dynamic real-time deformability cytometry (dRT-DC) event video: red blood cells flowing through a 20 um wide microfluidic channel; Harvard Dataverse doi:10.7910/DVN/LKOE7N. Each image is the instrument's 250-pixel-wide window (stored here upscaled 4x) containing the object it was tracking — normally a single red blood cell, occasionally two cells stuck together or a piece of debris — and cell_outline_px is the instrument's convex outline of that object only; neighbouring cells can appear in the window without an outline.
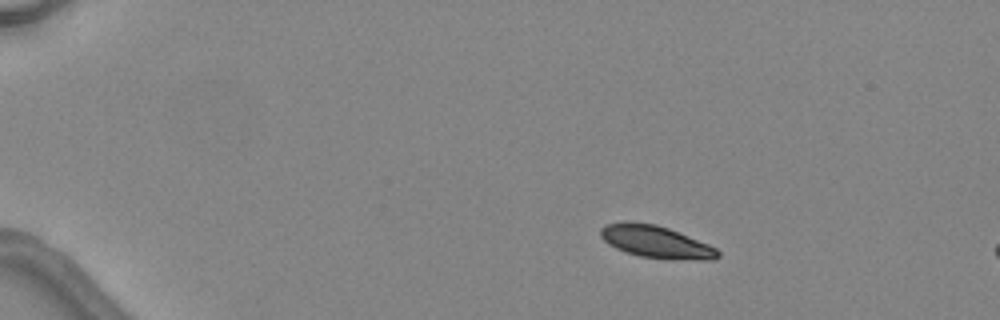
{"species": "common noctule bat (a hibernating species)", "species_latin": "Nyctalus noctula", "temperature_condition": "warm", "stored_images_in_passage": 3, "camera_frame_rate_fps": 3000, "um_per_image_px": 0.085, "animal": {"sex": "female", "body_mass_g": 24.6, "forearm_length_mm": 56.2}, "frame": {"image": 1, "passage_image": 1, "time_ms": 0.0, "image_size_px": [1000, 320], "cell_outline_px": [[720, 256], [712, 260], [672, 260], [640, 256], [624, 252], [608, 244], [600, 236], [600, 228], [604, 224], [624, 220], [632, 220], [656, 224], [668, 228], [708, 244], [716, 248], [720, 252]], "centroid_in_image_um": [55.72, 20.54], "position_along_channel_um": 29.3, "area_um2": 22.54}}